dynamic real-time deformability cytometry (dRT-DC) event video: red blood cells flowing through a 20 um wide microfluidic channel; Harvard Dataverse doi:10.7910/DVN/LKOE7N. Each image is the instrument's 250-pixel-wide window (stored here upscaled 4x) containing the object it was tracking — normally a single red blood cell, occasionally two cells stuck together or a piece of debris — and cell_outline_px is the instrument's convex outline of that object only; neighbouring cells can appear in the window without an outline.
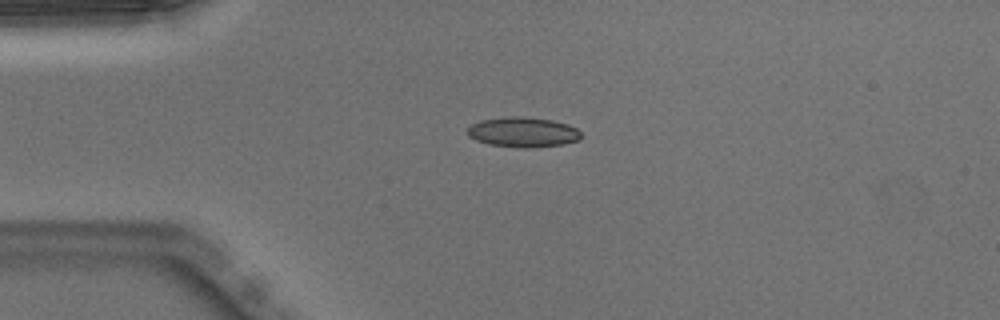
{"species": "Egyptian fruit bat (a non-hibernating species)", "species_latin": "Rousettus aegyptiacus", "temperature_condition": "warm", "stored_images_in_passage": 39, "camera_frame_rate_fps": 3000, "um_per_image_px": 0.085, "animal": {"sex": "male"}, "frame": {"image": 1, "passage_image": 1, "time_ms": 0.0, "image_size_px": [1000, 320], "cell_outline_px": [[580, 140], [564, 144], [528, 148], [520, 148], [488, 144], [476, 140], [468, 136], [468, 128], [472, 124], [480, 120], [508, 116], [516, 116], [552, 120], [568, 124], [576, 128], [580, 132]], "centroid_in_image_um": [44.45, 11.24], "position_along_channel_um": 40.6, "area_um2": 19.88}}
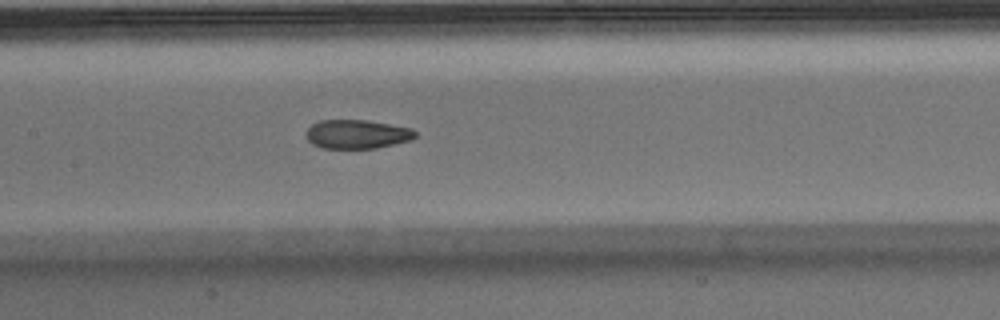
{"frame": {"image": 2, "passage_image": 13, "time_ms": 4.0, "image_size_px": [1000, 320], "cell_outline_px": [[416, 136], [412, 140], [376, 148], [324, 148], [312, 144], [308, 140], [308, 128], [312, 124], [320, 120], [368, 120], [412, 128], [416, 132]], "centroid_in_image_um": [30.38, 11.4], "position_along_channel_um": 177.0, "area_um2": 18.32}}
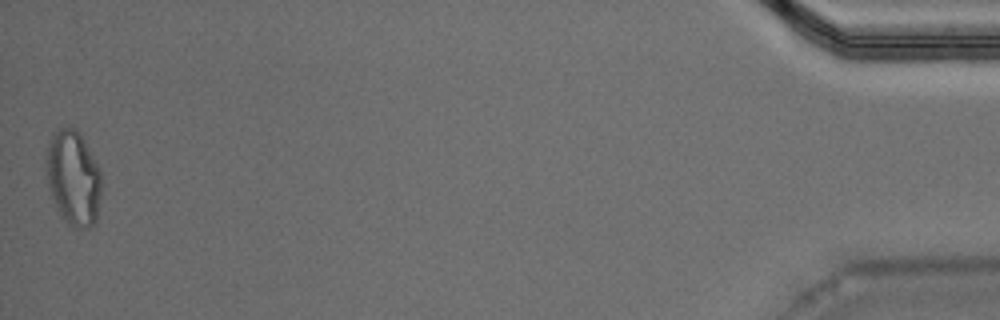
{"frame": {"image": 3, "passage_image": 39, "time_ms": 12.667, "image_size_px": [1000, 320], "cell_outline_px": [[100, 196], [96, 220], [88, 228], [72, 228], [60, 216], [56, 208], [48, 188], [44, 168], [48, 144], [52, 132], [60, 128], [76, 128], [80, 132], [100, 172]], "centroid_in_image_um": [6.18, 15.13], "position_along_channel_um": 429.0, "area_um2": 30.75}, "authors_computed_cell_mechanics": {"area_um2": 19.7098, "velocity_mm_per_s": 3.9936, "shape_relaxation_time_tau1_ms": null, "shape_relaxation_time_tau2_ms": 1.7837, "deformation_change_tau1": null, "deformation_change_tau2": 0.0732}}